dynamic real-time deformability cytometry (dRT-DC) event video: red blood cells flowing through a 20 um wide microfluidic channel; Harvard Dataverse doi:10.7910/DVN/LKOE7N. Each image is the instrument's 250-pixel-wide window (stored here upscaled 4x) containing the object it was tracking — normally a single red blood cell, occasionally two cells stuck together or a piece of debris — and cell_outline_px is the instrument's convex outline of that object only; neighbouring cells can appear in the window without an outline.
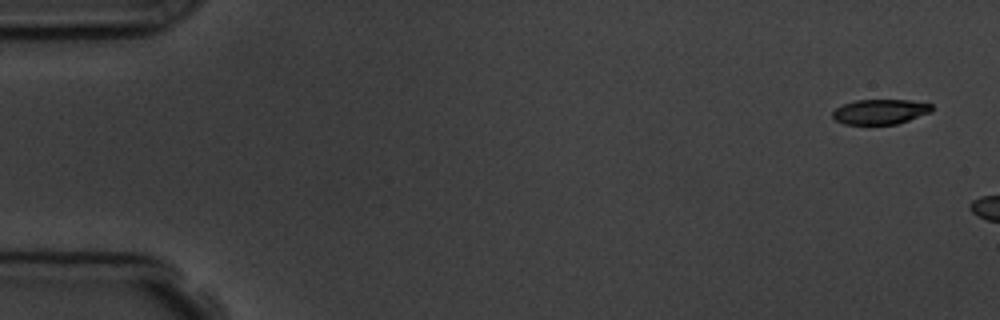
{"species": "common noctule bat (a hibernating species)", "species_latin": "Nyctalus noctula", "temperature_condition": "room temperature", "stored_images_in_passage": 3, "camera_frame_rate_fps": 3000, "um_per_image_px": 0.085, "animal": {"sex": "male", "body_mass_g": 19.5, "forearm_length_mm": 54.6}, "frame": {"image": 1, "passage_image": 1, "time_ms": 0.0, "image_size_px": [1000, 320], "cell_outline_px": [[932, 112], [896, 124], [844, 124], [836, 120], [832, 116], [832, 112], [836, 108], [844, 104], [856, 100], [908, 100], [932, 104]], "centroid_in_image_um": [74.82, 9.49], "position_along_channel_um": 10.2, "area_um2": 14.33}}